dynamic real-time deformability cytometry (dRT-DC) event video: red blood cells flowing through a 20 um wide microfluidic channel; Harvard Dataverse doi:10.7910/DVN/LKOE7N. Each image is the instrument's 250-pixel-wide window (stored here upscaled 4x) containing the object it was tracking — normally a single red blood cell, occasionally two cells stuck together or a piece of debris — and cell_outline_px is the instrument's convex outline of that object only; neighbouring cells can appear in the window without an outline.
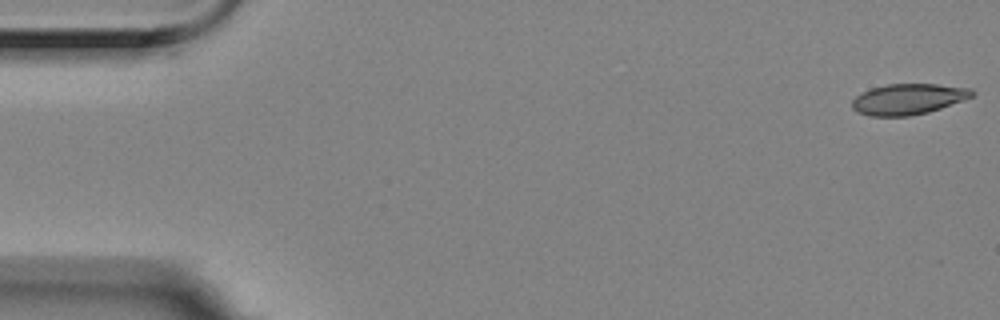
{"species": "Egyptian fruit bat (a non-hibernating species)", "species_latin": "Rousettus aegyptiacus", "temperature_condition": "room temperature", "stored_images_in_passage": 12, "camera_frame_rate_fps": 3000, "um_per_image_px": 0.085, "animal": {"sex": "female"}, "frame": {"image": 1, "passage_image": 1, "time_ms": 0.0, "image_size_px": [1000, 320], "cell_outline_px": [[976, 92], [972, 96], [964, 100], [928, 112], [908, 116], [868, 116], [856, 112], [852, 108], [852, 100], [856, 96], [872, 88], [888, 84], [936, 84], [972, 88]], "centroid_in_image_um": [77.2, 8.43], "position_along_channel_um": 7.8, "area_um2": 21.5}}